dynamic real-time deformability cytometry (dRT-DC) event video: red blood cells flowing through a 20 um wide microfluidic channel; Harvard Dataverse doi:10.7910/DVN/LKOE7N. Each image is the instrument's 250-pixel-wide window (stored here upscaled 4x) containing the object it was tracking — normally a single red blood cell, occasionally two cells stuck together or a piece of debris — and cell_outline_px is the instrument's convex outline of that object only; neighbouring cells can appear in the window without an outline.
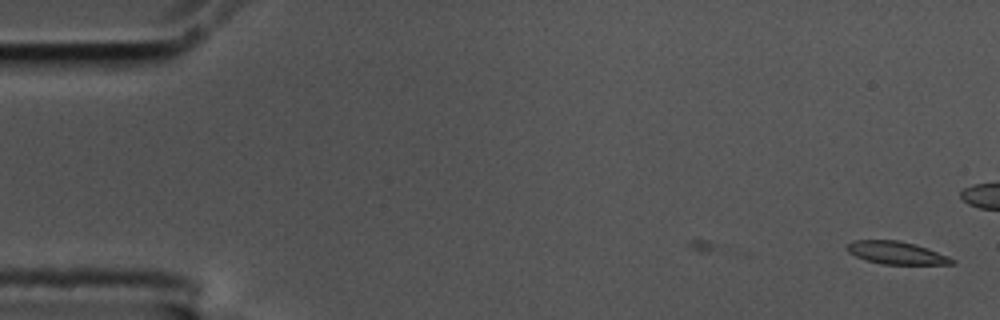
{"species": "common noctule bat (a hibernating species)", "species_latin": "Nyctalus noctula", "temperature_condition": "cold", "stored_images_in_passage": 58, "camera_frame_rate_fps": 3000, "um_per_image_px": 0.085, "animal": {"sex": "male", "body_mass_g": 17.5, "forearm_length_mm": 52.3}, "frame": {"image": 1, "passage_image": 1, "time_ms": 0.0, "image_size_px": [1000, 320], "cell_outline_px": [[956, 264], [884, 264], [868, 260], [856, 256], [848, 252], [844, 248], [852, 240], [900, 240], [916, 244], [948, 256], [956, 260]], "centroid_in_image_um": [76.2, 21.48], "position_along_channel_um": 8.8, "area_um2": 13.87}}
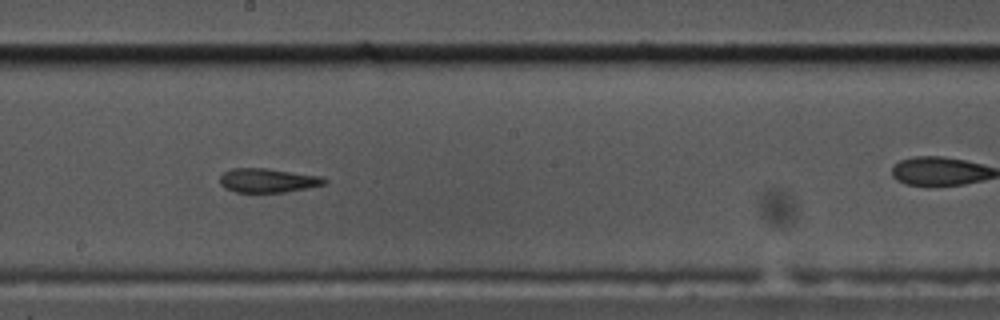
{"frame": {"image": 2, "passage_image": 31, "time_ms": 10.0, "image_size_px": [1000, 320], "cell_outline_px": [[328, 180], [324, 184], [284, 192], [236, 192], [224, 188], [220, 184], [220, 176], [224, 172], [232, 168], [268, 168], [320, 176]], "centroid_in_image_um": [22.72, 15.33], "position_along_channel_um": 225.5, "area_um2": 14.57}}
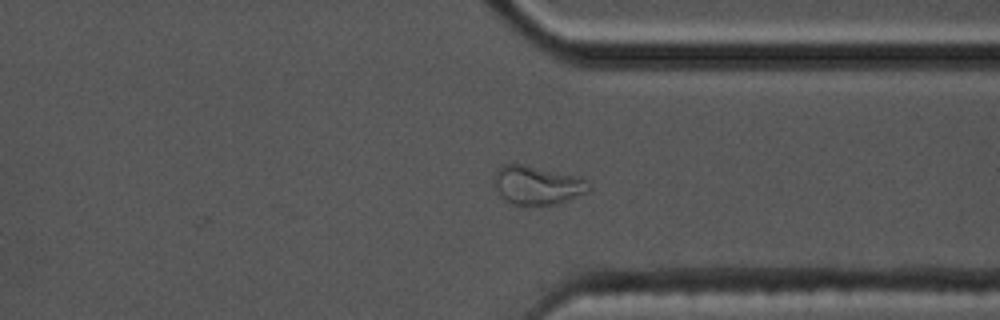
{"frame": {"image": 3, "passage_image": 43, "time_ms": 14.0, "image_size_px": [1000, 320], "cell_outline_px": [[592, 188], [588, 192], [556, 204], [512, 204], [504, 200], [496, 192], [492, 184], [492, 180], [496, 172], [504, 164], [524, 164], [580, 176], [588, 180], [592, 184]], "centroid_in_image_um": [45.67, 15.72], "position_along_channel_um": 365.7, "area_um2": 21.73}, "authors_computed_cell_mechanics": {"area_um2": 15.2881, "velocity_mm_per_s": 3.5065, "shape_relaxation_time_tau1_ms": null, "shape_relaxation_time_tau2_ms": 4.6931, "deformation_change_tau1": null, "deformation_change_tau2": 0.1075}}